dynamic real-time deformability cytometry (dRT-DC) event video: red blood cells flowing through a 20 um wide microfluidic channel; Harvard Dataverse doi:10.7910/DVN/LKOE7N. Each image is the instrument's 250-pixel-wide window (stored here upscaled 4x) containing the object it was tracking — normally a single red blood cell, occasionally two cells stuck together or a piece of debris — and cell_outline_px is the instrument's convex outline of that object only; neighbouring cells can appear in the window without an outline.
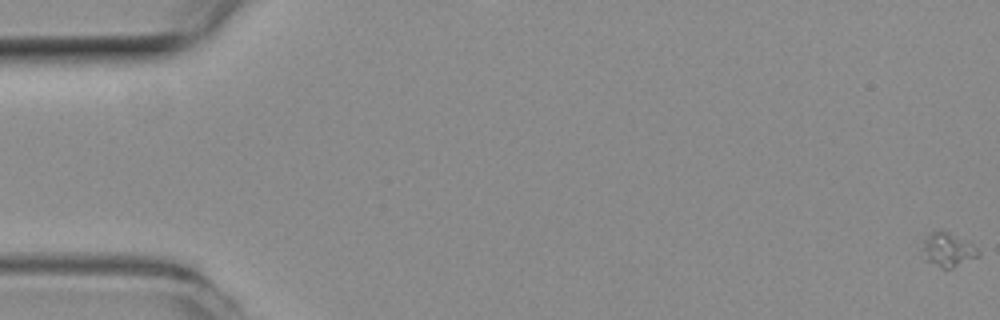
{"species": "common noctule bat (a hibernating species)", "species_latin": "Nyctalus noctula", "temperature_condition": "room temperature", "stored_images_in_passage": 58, "camera_frame_rate_fps": 3000, "um_per_image_px": 0.085, "animal": {"sex": "female", "body_mass_g": 19.3, "forearm_length_mm": 54.1}, "frame": {"image": 1, "passage_image": 1, "time_ms": 0.0, "image_size_px": [1000, 320], "cell_outline_px": [[980, 256], [952, 268], [940, 268], [924, 260], [920, 248], [924, 236], [940, 228], [944, 228], [972, 244], [980, 252]], "centroid_in_image_um": [80.5, 21.2], "position_along_channel_um": 4.5, "area_um2": 11.62}}
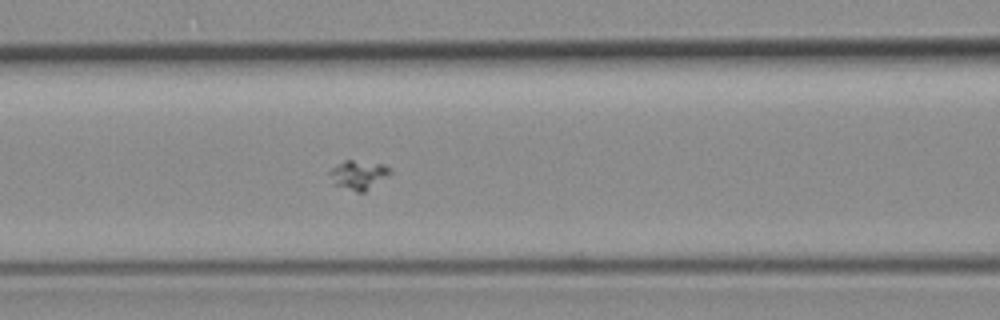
{"frame": {"image": 2, "passage_image": 25, "time_ms": 8.0, "image_size_px": [1000, 320], "cell_outline_px": [[392, 172], [364, 192], [356, 192], [332, 184], [328, 172], [336, 164], [344, 160], [352, 160], [384, 164], [392, 168]], "centroid_in_image_um": [30.43, 14.85], "position_along_channel_um": 136.2, "area_um2": 10.29}}
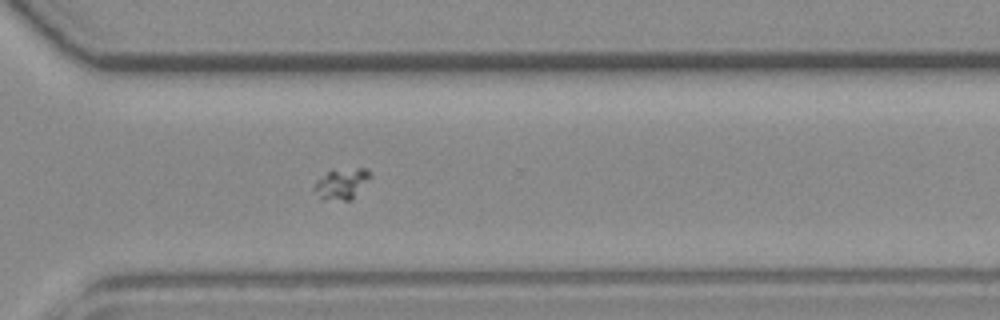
{"frame": {"image": 3, "passage_image": 42, "time_ms": 13.667, "image_size_px": [1000, 320], "cell_outline_px": [[372, 176], [352, 200], [320, 200], [312, 188], [316, 180], [332, 168], [368, 168], [372, 172]], "centroid_in_image_um": [29.03, 15.6], "position_along_channel_um": 341.6, "area_um2": 10.58}}